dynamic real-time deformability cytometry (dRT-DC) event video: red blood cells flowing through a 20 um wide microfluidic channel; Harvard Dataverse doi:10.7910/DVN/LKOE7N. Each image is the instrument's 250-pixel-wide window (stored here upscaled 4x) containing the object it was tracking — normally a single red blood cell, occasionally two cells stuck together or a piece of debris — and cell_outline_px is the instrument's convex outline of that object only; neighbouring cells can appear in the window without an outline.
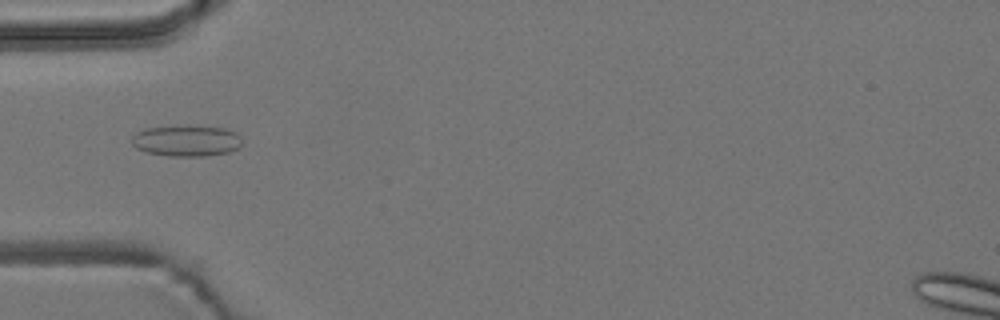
{"species": "common noctule bat (a hibernating species)", "species_latin": "Nyctalus noctula", "temperature_condition": "room temperature", "stored_images_in_passage": 7, "camera_frame_rate_fps": 3000, "um_per_image_px": 0.085, "animal": {"sex": "male", "body_mass_g": 19.2, "forearm_length_mm": 51.8}, "frame": {"image": 1, "passage_image": 4, "time_ms": 4.333, "image_size_px": [1000, 320], "cell_outline_px": [[240, 148], [228, 152], [208, 156], [168, 156], [148, 152], [136, 148], [132, 144], [132, 136], [136, 132], [144, 128], [176, 124], [188, 124], [224, 128], [236, 132], [240, 136]], "centroid_in_image_um": [15.83, 11.93], "position_along_channel_um": 69.2, "area_um2": 20.63}}
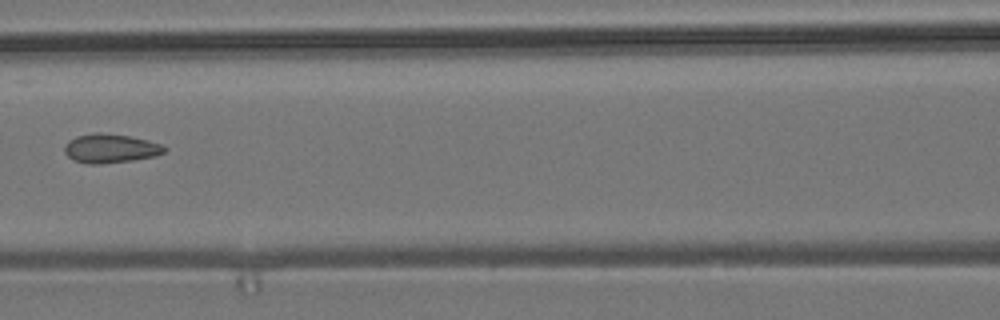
{"frame": {"image": 2, "passage_image": 6, "time_ms": 6.667, "image_size_px": [1000, 320], "cell_outline_px": [[168, 148], [164, 152], [156, 156], [132, 160], [100, 164], [88, 164], [72, 160], [64, 152], [64, 144], [68, 140], [76, 136], [96, 132], [100, 132], [128, 136], [148, 140], [160, 144]], "centroid_in_image_um": [9.35, 12.61], "position_along_channel_um": 157.2, "area_um2": 16.99}}
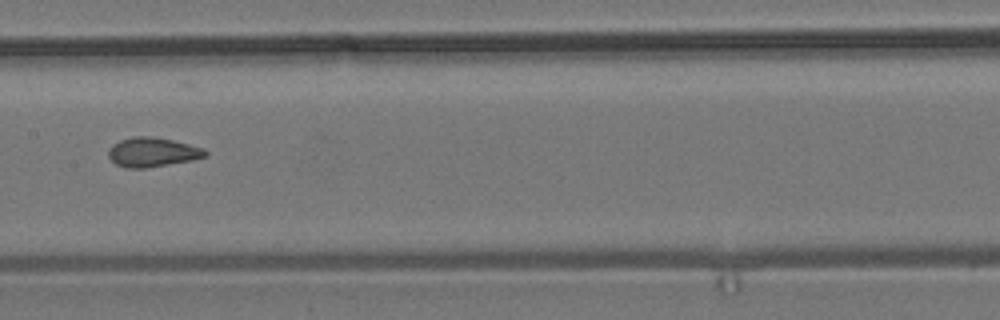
{"frame": {"image": 3, "passage_image": 7, "time_ms": 7.667, "image_size_px": [1000, 320], "cell_outline_px": [[208, 152], [204, 156], [192, 160], [144, 168], [124, 168], [116, 164], [108, 156], [108, 148], [112, 144], [120, 140], [132, 136], [152, 136], [172, 140], [204, 148]], "centroid_in_image_um": [12.91, 12.92], "position_along_channel_um": 194.5, "area_um2": 16.53}}